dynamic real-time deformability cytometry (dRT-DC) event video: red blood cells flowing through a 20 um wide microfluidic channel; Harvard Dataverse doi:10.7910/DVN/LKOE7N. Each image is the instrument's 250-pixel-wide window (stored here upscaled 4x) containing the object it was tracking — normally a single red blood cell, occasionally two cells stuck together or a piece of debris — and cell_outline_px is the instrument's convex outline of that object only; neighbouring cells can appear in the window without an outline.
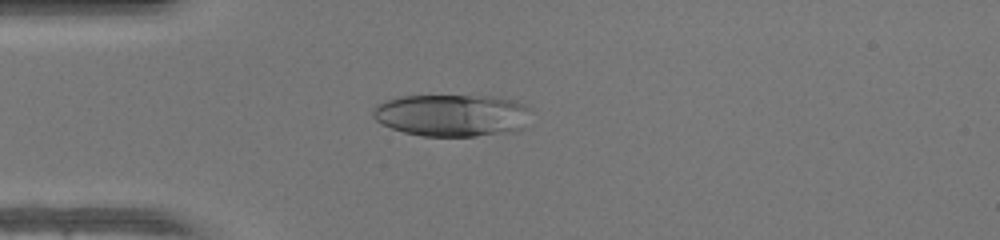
{"species": "human", "species_latin": "Homo sapiens", "temperature_condition": "warm", "stored_images_in_passage": 38, "camera_frame_rate_fps": 3000, "um_per_image_px": 0.085, "donor": {"sex": "female"}, "frame": {"image": 1, "passage_image": 3, "time_ms": 0.667, "image_size_px": [1000, 240], "cell_outline_px": [[532, 108], [524, 128], [512, 132], [472, 136], [424, 136], [404, 132], [392, 128], [376, 120], [372, 116], [372, 108], [376, 104], [384, 100], [400, 96], [492, 96], [516, 100], [528, 104]], "centroid_in_image_um": [38.46, 9.78], "position_along_channel_um": 46.5, "area_um2": 39.36}}
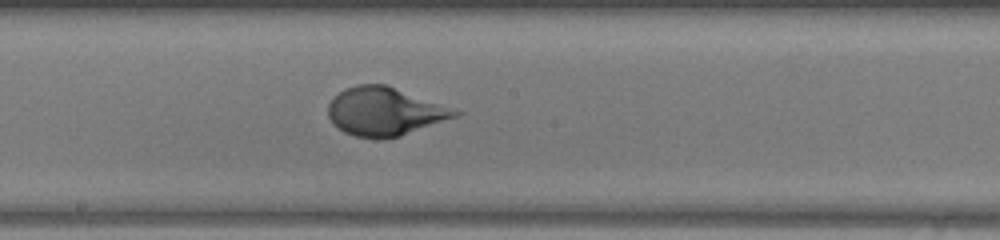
{"frame": {"image": 2, "passage_image": 16, "time_ms": 5.0, "image_size_px": [1000, 240], "cell_outline_px": [[464, 112], [460, 116], [400, 136], [380, 140], [376, 140], [356, 136], [344, 132], [332, 124], [328, 116], [328, 104], [344, 88], [356, 84], [388, 84]], "centroid_in_image_um": [32.72, 9.48], "position_along_channel_um": 215.5, "area_um2": 36.24}}
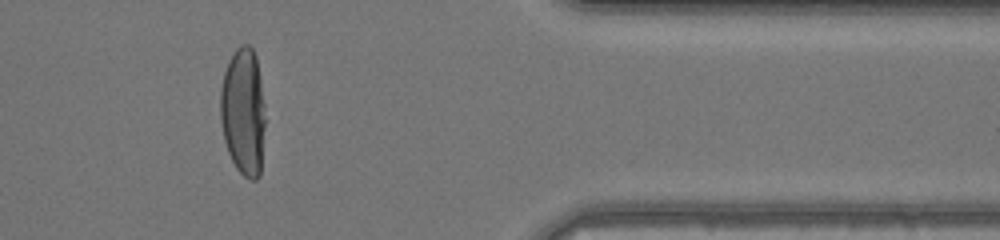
{"frame": {"image": 3, "passage_image": 30, "time_ms": 9.667, "image_size_px": [1000, 240], "cell_outline_px": [[264, 124], [260, 176], [256, 180], [248, 180], [236, 168], [228, 152], [224, 140], [220, 120], [220, 88], [224, 72], [228, 60], [236, 48], [240, 44], [248, 44], [252, 48], [256, 56], [264, 104]], "centroid_in_image_um": [20.66, 9.49], "position_along_channel_um": 390.7, "area_um2": 33.52}, "authors_computed_cell_mechanics": {"area_um2": 35.547, "velocity_mm_per_s": 4.2609, "shape_relaxation_time_tau1_ms": 5.4297, "shape_relaxation_time_tau2_ms": null, "deformation_change_tau1": 0.3489, "deformation_change_tau2": null}}